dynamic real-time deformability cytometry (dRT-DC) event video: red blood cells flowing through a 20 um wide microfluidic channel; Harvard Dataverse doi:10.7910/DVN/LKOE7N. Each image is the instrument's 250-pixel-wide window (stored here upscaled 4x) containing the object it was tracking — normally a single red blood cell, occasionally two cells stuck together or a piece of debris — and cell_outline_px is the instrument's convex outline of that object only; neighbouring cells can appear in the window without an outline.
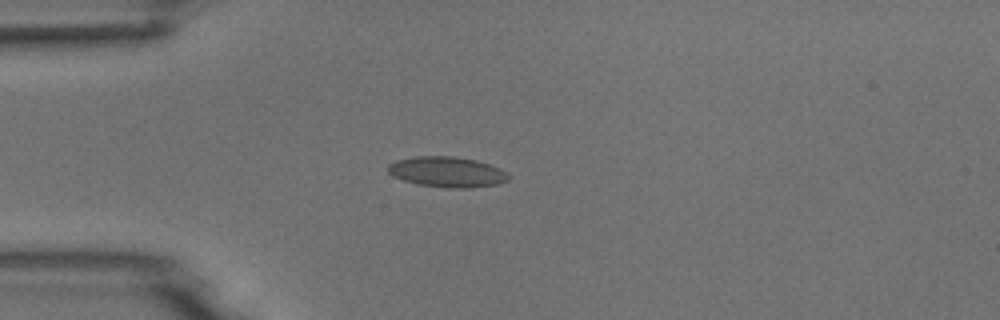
{"species": "common noctule bat (a hibernating species)", "species_latin": "Nyctalus noctula", "temperature_condition": "room temperature", "stored_images_in_passage": 6, "camera_frame_rate_fps": 3000, "um_per_image_px": 0.085, "animal": {"sex": "male", "body_mass_g": 18.8}, "frame": {"image": 1, "passage_image": 3, "time_ms": 3.333, "image_size_px": [1000, 320], "cell_outline_px": [[512, 176], [508, 180], [496, 184], [472, 188], [448, 188], [416, 184], [392, 176], [388, 172], [388, 164], [396, 160], [416, 156], [452, 156], [476, 160], [500, 168], [508, 172]], "centroid_in_image_um": [38.02, 14.62], "position_along_channel_um": 47.0, "area_um2": 21.56}}